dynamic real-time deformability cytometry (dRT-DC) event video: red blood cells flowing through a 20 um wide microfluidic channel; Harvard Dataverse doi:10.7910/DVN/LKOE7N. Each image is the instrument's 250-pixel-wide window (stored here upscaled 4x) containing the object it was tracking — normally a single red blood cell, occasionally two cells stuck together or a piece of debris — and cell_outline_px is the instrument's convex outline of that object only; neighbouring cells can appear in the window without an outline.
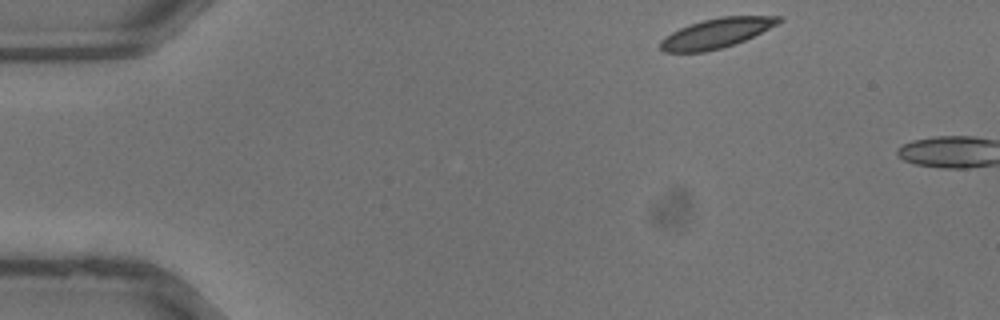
{"species": "common noctule bat (a hibernating species)", "species_latin": "Nyctalus noctula", "temperature_condition": "warm", "stored_images_in_passage": 2, "camera_frame_rate_fps": 3000, "um_per_image_px": 0.085, "animal": {"sex": "male", "body_mass_g": 13.3}, "frame": {"image": 1, "passage_image": 1, "time_ms": 0.0, "image_size_px": [1000, 320], "cell_outline_px": [[784, 20], [736, 44], [704, 52], [664, 52], [660, 48], [660, 40], [664, 36], [680, 28], [704, 20], [720, 16], [780, 16]], "centroid_in_image_um": [60.86, 2.82], "position_along_channel_um": 24.1, "area_um2": 20.17}}